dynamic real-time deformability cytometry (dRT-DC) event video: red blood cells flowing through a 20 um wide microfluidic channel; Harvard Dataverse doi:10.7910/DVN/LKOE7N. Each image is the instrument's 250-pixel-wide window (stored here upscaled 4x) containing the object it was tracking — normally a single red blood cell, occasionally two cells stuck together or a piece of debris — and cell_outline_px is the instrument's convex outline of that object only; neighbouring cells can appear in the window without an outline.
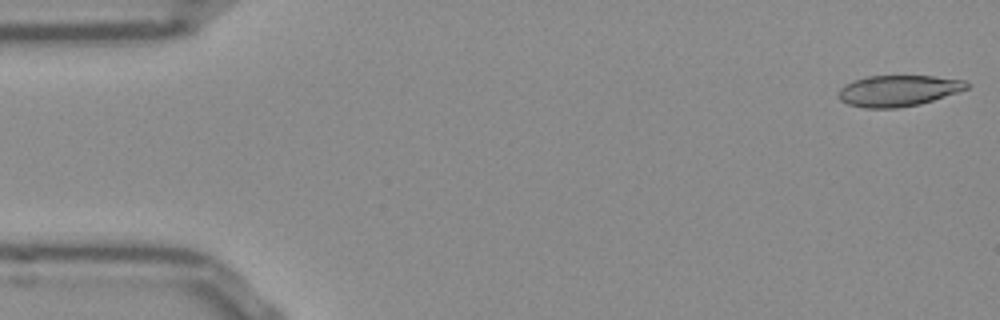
{"species": "Egyptian fruit bat (a non-hibernating species)", "species_latin": "Rousettus aegyptiacus", "temperature_condition": "room temperature", "stored_images_in_passage": 52, "camera_frame_rate_fps": 3000, "um_per_image_px": 0.085, "frame": {"image": 1, "passage_image": 1, "time_ms": 0.0, "image_size_px": [1000, 320], "cell_outline_px": [[972, 84], [968, 88], [920, 104], [896, 108], [864, 108], [848, 104], [840, 100], [836, 96], [840, 88], [844, 84], [852, 80], [868, 76], [932, 76], [964, 80]], "centroid_in_image_um": [76.3, 7.71], "position_along_channel_um": 8.7, "area_um2": 23.29}}
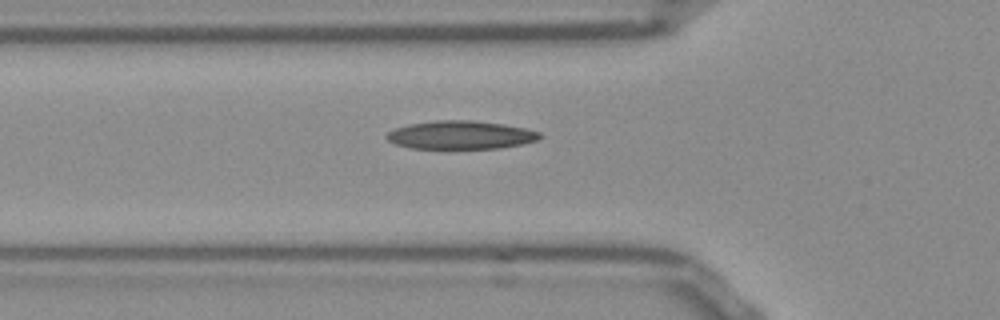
{"frame": {"image": 2, "passage_image": 17, "time_ms": 5.333, "image_size_px": [1000, 320], "cell_outline_px": [[540, 136], [536, 140], [524, 144], [500, 148], [412, 148], [396, 144], [388, 140], [384, 136], [388, 132], [396, 128], [408, 124], [436, 120], [472, 120], [504, 124], [524, 128], [540, 132]], "centroid_in_image_um": [39.14, 11.47], "position_along_channel_um": 86.7, "area_um2": 25.14}}
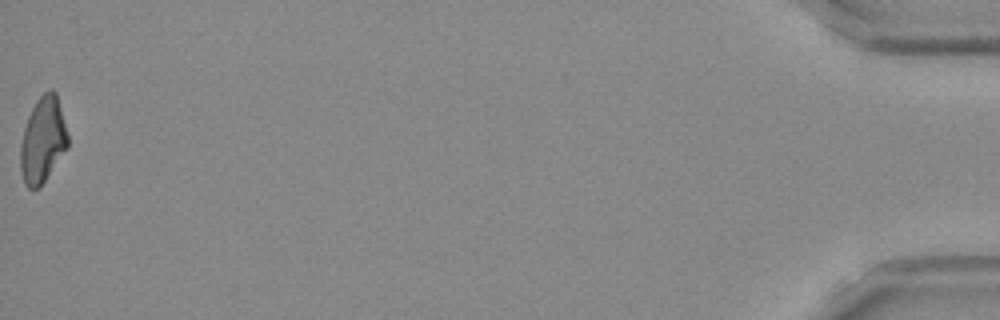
{"frame": {"image": 3, "passage_image": 52, "time_ms": 17.0, "image_size_px": [1000, 320], "cell_outline_px": [[68, 144], [44, 180], [36, 188], [28, 188], [24, 184], [20, 168], [20, 144], [24, 128], [28, 116], [36, 100], [48, 88], [52, 88], [56, 92], [68, 136]], "centroid_in_image_um": [3.6, 11.84], "position_along_channel_um": 431.6, "area_um2": 23.18}, "authors_computed_cell_mechanics": {"area_um2": 23.987, "velocity_mm_per_s": 3.8449, "shape_relaxation_time_tau1_ms": null, "shape_relaxation_time_tau2_ms": 4.0868, "deformation_change_tau1": null, "deformation_change_tau2": 0.13}}